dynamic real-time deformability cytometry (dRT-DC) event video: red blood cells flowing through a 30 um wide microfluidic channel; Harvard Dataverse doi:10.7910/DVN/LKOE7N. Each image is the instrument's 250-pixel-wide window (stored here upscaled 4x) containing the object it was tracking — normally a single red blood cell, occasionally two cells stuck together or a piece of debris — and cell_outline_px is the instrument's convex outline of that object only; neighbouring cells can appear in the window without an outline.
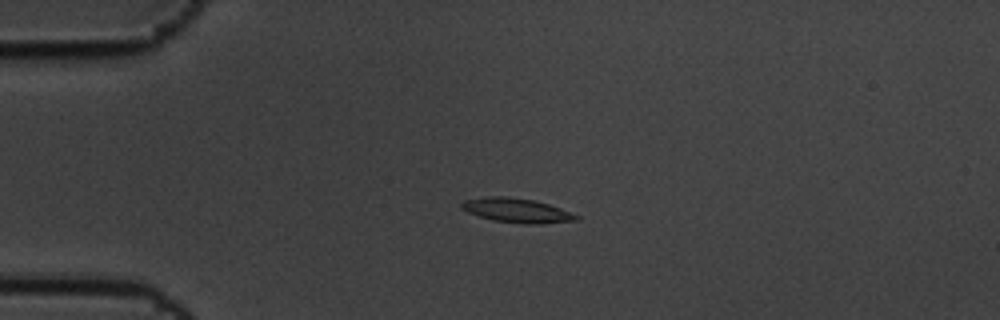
{"species": "common noctule bat (a hibernating species)", "species_latin": "Nyctalus noctula", "temperature_condition": "cold", "stored_images_in_passage": 46, "camera_frame_rate_fps": 3000, "um_per_image_px": 0.085, "animal": {"sex": "male", "body_mass_g": 19.5, "forearm_length_mm": 54.6}, "frame": {"image": 1, "passage_image": 1, "time_ms": 0.0, "image_size_px": [1000, 320], "cell_outline_px": [[580, 220], [540, 224], [524, 224], [492, 220], [468, 212], [460, 208], [460, 204], [464, 200], [488, 196], [508, 196], [532, 200], [548, 204], [560, 208], [580, 216]], "centroid_in_image_um": [43.93, 17.89], "position_along_channel_um": 41.1, "area_um2": 16.3}}
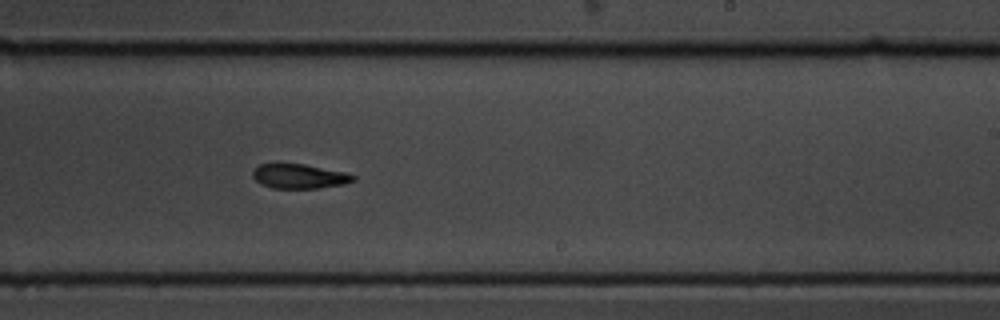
{"frame": {"image": 2, "passage_image": 23, "time_ms": 7.333, "image_size_px": [1000, 320], "cell_outline_px": [[356, 180], [344, 184], [320, 188], [272, 188], [260, 184], [252, 176], [252, 172], [260, 164], [276, 160], [304, 164], [348, 172], [356, 176]], "centroid_in_image_um": [25.42, 14.94], "position_along_channel_um": 263.6, "area_um2": 15.09}}
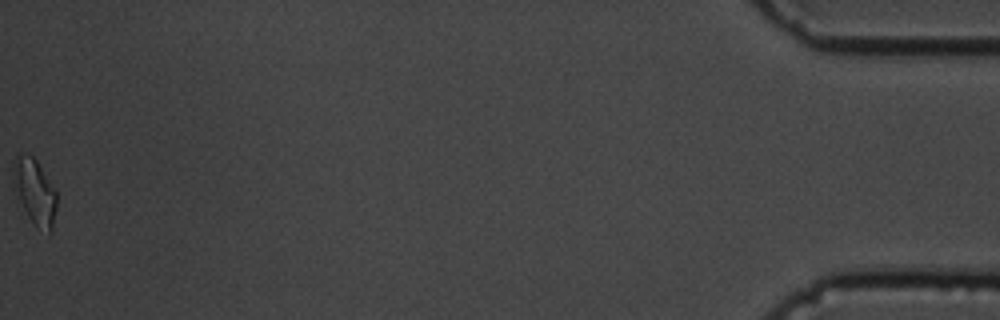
{"frame": {"image": 3, "passage_image": 46, "time_ms": 15.0, "image_size_px": [1000, 320], "cell_outline_px": [[56, 208], [52, 232], [48, 236], [36, 228], [32, 224], [20, 200], [12, 176], [16, 152], [20, 152], [32, 156], [36, 160], [56, 188]], "centroid_in_image_um": [2.99, 16.33], "position_along_channel_um": 432.2, "area_um2": 16.82}, "authors_computed_cell_mechanics": {"area_um2": 15.2881, "velocity_mm_per_s": 3.4285, "shape_relaxation_time_tau1_ms": 3.4519, "shape_relaxation_time_tau2_ms": 4.0617, "deformation_change_tau1": 0.1406, "deformation_change_tau2": 0.1059}}